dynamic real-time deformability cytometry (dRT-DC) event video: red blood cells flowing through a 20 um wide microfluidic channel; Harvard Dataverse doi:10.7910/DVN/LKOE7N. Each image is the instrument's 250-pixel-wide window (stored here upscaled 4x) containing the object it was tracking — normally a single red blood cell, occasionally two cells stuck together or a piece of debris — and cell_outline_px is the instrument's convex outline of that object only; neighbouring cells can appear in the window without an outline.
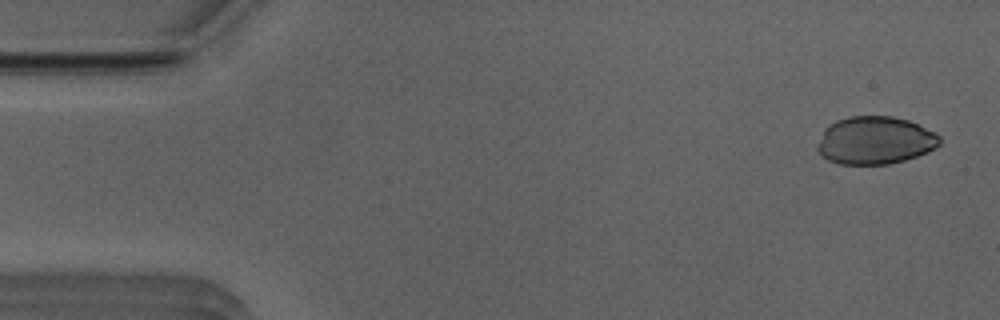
{"species": "Egyptian fruit bat (a non-hibernating species)", "species_latin": "Rousettus aegyptiacus", "temperature_condition": "room temperature", "stored_images_in_passage": 49, "camera_frame_rate_fps": 3000, "um_per_image_px": 0.085, "animal": {"sex": "male"}, "frame": {"image": 1, "passage_image": 2, "time_ms": 0.333, "image_size_px": [1000, 320], "cell_outline_px": [[940, 144], [936, 148], [928, 152], [904, 160], [888, 164], [840, 164], [828, 160], [816, 148], [816, 144], [824, 128], [836, 120], [848, 116], [892, 116], [908, 120], [936, 132], [940, 136]], "centroid_in_image_um": [74.38, 11.92], "position_along_channel_um": 10.6, "area_um2": 34.22}}